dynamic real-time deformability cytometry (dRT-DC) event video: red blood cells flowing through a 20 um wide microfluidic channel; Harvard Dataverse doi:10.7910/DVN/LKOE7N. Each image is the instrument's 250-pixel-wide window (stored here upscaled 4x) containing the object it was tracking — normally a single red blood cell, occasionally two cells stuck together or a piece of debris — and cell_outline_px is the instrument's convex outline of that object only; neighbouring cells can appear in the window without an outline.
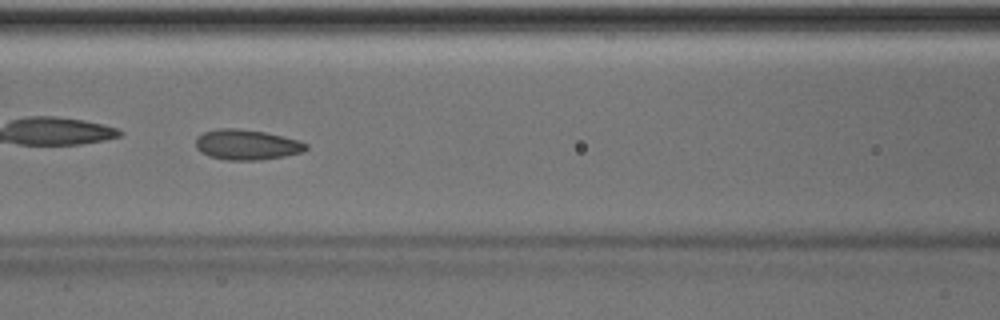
{"species": "Egyptian fruit bat (a non-hibernating species)", "species_latin": "Rousettus aegyptiacus", "temperature_condition": "room temperature", "stored_images_in_passage": 34, "camera_frame_rate_fps": 3000, "um_per_image_px": 0.085, "animal": {"sex": "male"}, "frame": {"image": 1, "passage_image": 6, "time_ms": 1.667, "image_size_px": [1000, 320], "cell_outline_px": [[308, 148], [300, 152], [284, 156], [260, 160], [228, 160], [208, 156], [200, 152], [196, 148], [196, 136], [204, 132], [216, 128], [236, 128], [264, 132], [296, 140], [308, 144]], "centroid_in_image_um": [20.91, 12.3], "position_along_channel_um": 145.7, "area_um2": 19.36}}